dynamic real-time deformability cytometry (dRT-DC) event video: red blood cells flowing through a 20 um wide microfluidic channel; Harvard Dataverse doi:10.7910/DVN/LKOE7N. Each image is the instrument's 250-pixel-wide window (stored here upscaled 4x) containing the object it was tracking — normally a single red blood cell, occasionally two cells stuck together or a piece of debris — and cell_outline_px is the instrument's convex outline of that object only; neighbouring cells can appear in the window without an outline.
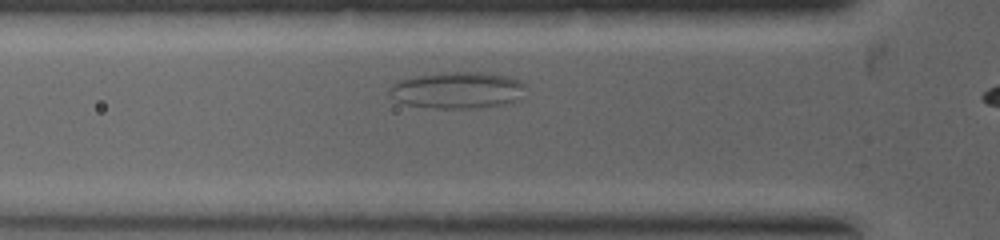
{"species": "common noctule bat (a hibernating species)", "species_latin": "Nyctalus noctula", "temperature_condition": "warm", "stored_images_in_passage": 8, "camera_frame_rate_fps": 5000, "um_per_image_px": 0.085, "animal": {"sex": "female", "body_mass_g": 19.0, "forearm_length_mm": 53.3}, "frame": {"image": 1, "passage_image": 5, "time_ms": 1.4, "image_size_px": [1000, 240], "cell_outline_px": [[528, 88], [512, 104], [472, 108], [436, 108], [408, 104], [396, 100], [388, 92], [388, 88], [396, 80], [420, 76], [448, 72], [480, 72], [508, 76], [520, 80]], "centroid_in_image_um": [38.93, 7.67], "position_along_channel_um": 86.9, "area_um2": 29.07}}